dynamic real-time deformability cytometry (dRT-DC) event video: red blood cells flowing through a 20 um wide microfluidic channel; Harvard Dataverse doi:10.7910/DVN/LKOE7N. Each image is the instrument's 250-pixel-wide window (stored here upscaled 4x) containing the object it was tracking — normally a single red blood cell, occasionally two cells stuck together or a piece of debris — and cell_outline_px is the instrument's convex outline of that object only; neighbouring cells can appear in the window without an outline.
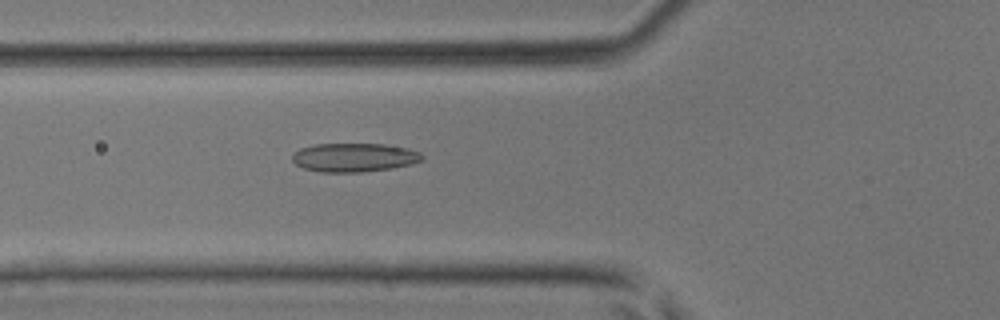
{"species": "common noctule bat (a hibernating species)", "species_latin": "Nyctalus noctula", "temperature_condition": "room temperature", "stored_images_in_passage": 31, "camera_frame_rate_fps": 3000, "um_per_image_px": 0.085, "animal": {"sex": "male", "body_mass_g": 17.9, "forearm_length_mm": 54.2}, "frame": {"image": 1, "passage_image": 3, "time_ms": 0.667, "image_size_px": [1000, 320], "cell_outline_px": [[424, 160], [412, 164], [392, 168], [360, 172], [320, 172], [304, 168], [296, 164], [292, 160], [292, 156], [300, 148], [316, 144], [384, 144], [408, 148], [420, 152], [424, 156]], "centroid_in_image_um": [30.14, 13.38], "position_along_channel_um": 95.7, "area_um2": 21.79}}
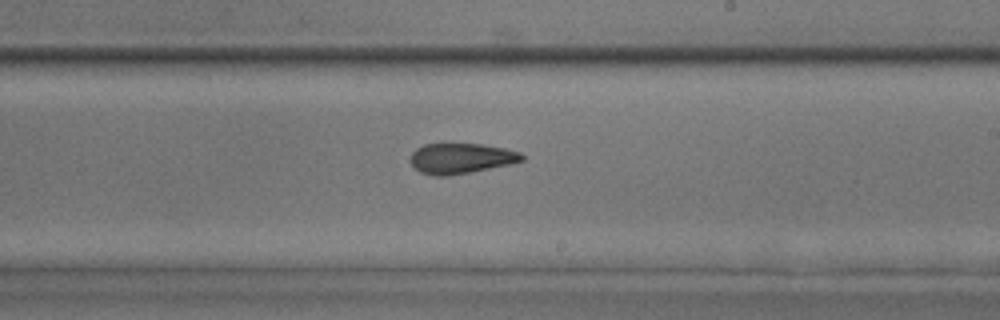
{"frame": {"image": 2, "passage_image": 13, "time_ms": 4.0, "image_size_px": [1000, 320], "cell_outline_px": [[524, 160], [512, 164], [472, 172], [448, 176], [432, 176], [420, 172], [412, 164], [412, 152], [416, 148], [424, 144], [444, 140], [480, 144], [504, 148], [520, 152], [524, 156]], "centroid_in_image_um": [39.17, 13.42], "position_along_channel_um": 249.8, "area_um2": 20.58}}
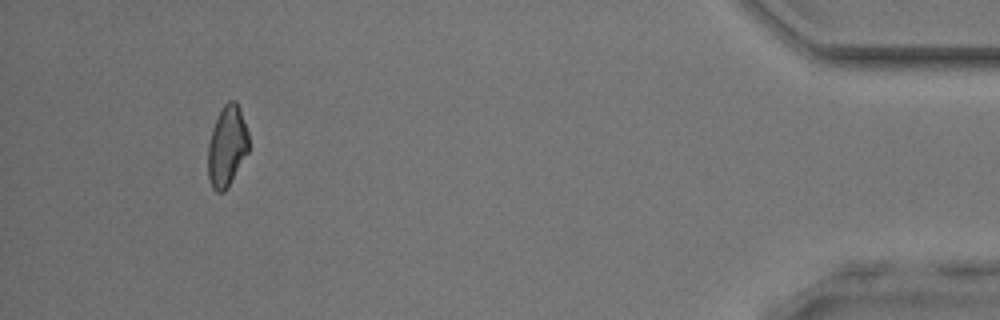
{"frame": {"image": 3, "passage_image": 28, "time_ms": 9.0, "image_size_px": [1000, 320], "cell_outline_px": [[248, 152], [228, 188], [224, 192], [216, 192], [212, 188], [208, 180], [208, 144], [212, 128], [224, 104], [228, 100], [236, 100], [240, 108], [248, 132]], "centroid_in_image_um": [19.29, 12.45], "position_along_channel_um": 415.9, "area_um2": 19.31}}